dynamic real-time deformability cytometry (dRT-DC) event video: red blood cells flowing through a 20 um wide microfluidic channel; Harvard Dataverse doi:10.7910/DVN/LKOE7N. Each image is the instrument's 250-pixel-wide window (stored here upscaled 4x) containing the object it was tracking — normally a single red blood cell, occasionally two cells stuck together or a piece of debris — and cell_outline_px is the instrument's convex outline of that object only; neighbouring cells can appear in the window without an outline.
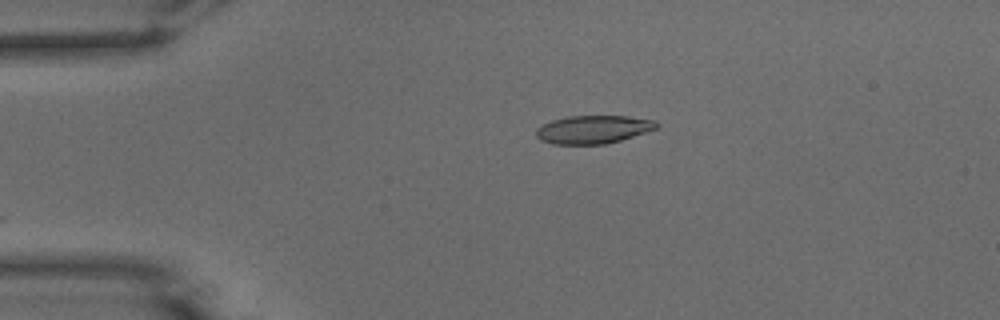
{"species": "common noctule bat (a hibernating species)", "species_latin": "Nyctalus noctula", "temperature_condition": "warm", "stored_images_in_passage": 42, "camera_frame_rate_fps": 3000, "um_per_image_px": 0.085, "animal": {"sex": "male", "body_mass_g": 15.6}, "frame": {"image": 1, "passage_image": 1, "time_ms": 0.0, "image_size_px": [1000, 320], "cell_outline_px": [[660, 124], [656, 128], [620, 140], [604, 144], [552, 144], [540, 140], [536, 136], [536, 128], [552, 120], [568, 116], [628, 116], [656, 120]], "centroid_in_image_um": [50.4, 11.0], "position_along_channel_um": 34.6, "area_um2": 19.65}}
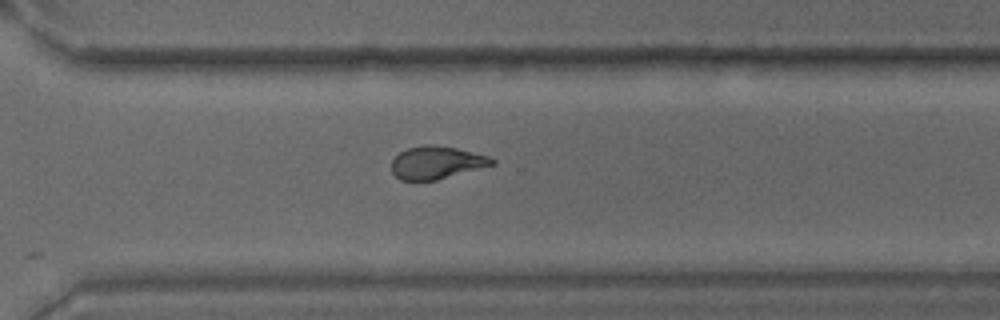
{"frame": {"image": 2, "passage_image": 27, "time_ms": 8.667, "image_size_px": [1000, 320], "cell_outline_px": [[496, 164], [436, 180], [400, 180], [392, 172], [392, 160], [400, 152], [408, 148], [424, 144], [436, 144], [456, 148], [488, 156], [496, 160]], "centroid_in_image_um": [37.11, 13.81], "position_along_channel_um": 333.5, "area_um2": 19.13}}
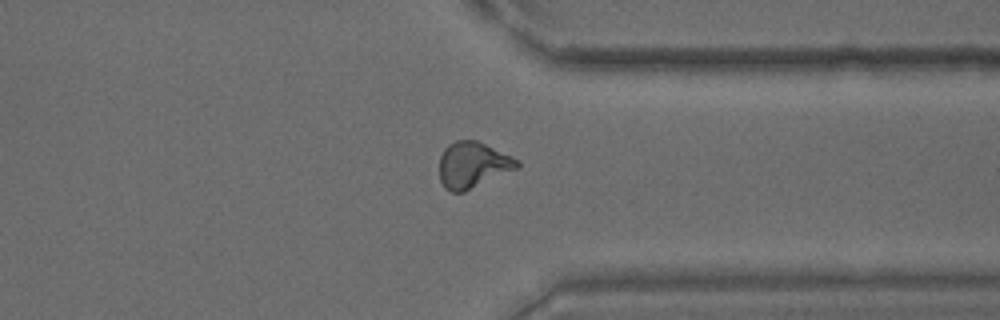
{"frame": {"image": 3, "passage_image": 30, "time_ms": 9.667, "image_size_px": [1000, 320], "cell_outline_px": [[520, 164], [516, 168], [464, 192], [452, 192], [444, 188], [440, 180], [440, 156], [444, 148], [448, 144], [456, 140], [476, 140], [512, 156], [520, 160]], "centroid_in_image_um": [40.16, 14.01], "position_along_channel_um": 371.2, "area_um2": 20.69}, "authors_computed_cell_mechanics": {"area_um2": 20.0855, "velocity_mm_per_s": 3.9158, "shape_relaxation_time_tau1_ms": 7.1713, "shape_relaxation_time_tau2_ms": 1.6298, "deformation_change_tau1": 0.2154, "deformation_change_tau2": 0.0845}}